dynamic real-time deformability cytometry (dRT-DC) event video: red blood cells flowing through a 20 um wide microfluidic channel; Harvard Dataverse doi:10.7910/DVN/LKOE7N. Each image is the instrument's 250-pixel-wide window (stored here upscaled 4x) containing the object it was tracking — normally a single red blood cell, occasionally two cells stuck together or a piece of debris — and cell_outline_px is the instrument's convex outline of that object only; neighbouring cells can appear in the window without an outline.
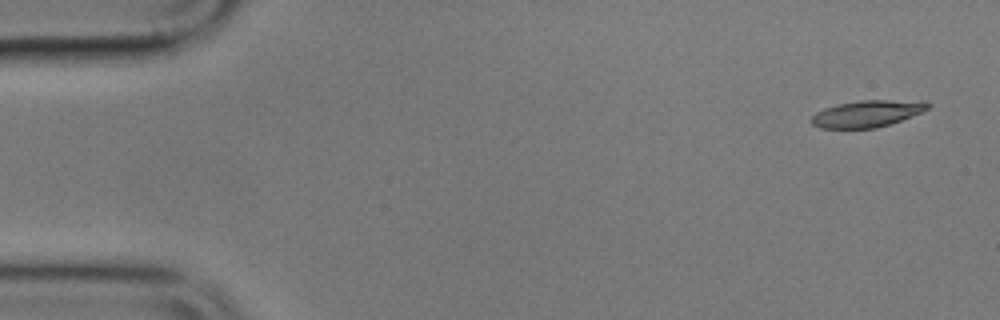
{"species": "common noctule bat (a hibernating species)", "species_latin": "Nyctalus noctula", "temperature_condition": "cold", "stored_images_in_passage": 5, "camera_frame_rate_fps": 3000, "um_per_image_px": 0.085, "animal": {"sex": "male", "body_mass_g": 17.9}, "frame": {"image": 1, "passage_image": 1, "time_ms": 0.0, "image_size_px": [1000, 320], "cell_outline_px": [[932, 104], [928, 108], [920, 112], [900, 120], [876, 128], [820, 128], [812, 124], [812, 116], [816, 112], [824, 108], [840, 104], [860, 100], [928, 100]], "centroid_in_image_um": [73.74, 9.64], "position_along_channel_um": 11.3, "area_um2": 18.03}}
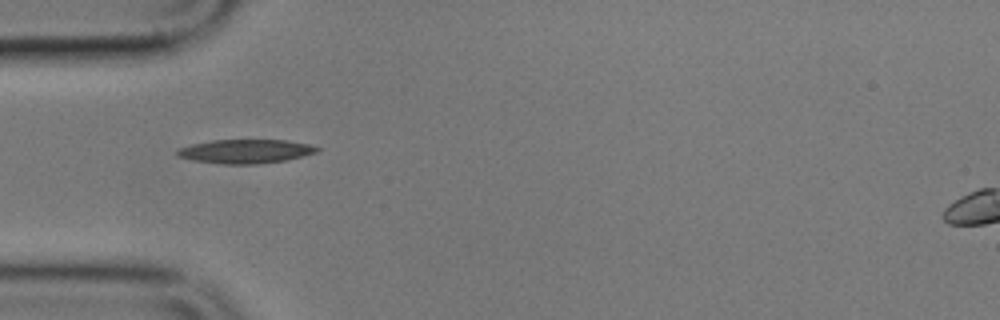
{"frame": {"image": 2, "passage_image": 4, "time_ms": 5.0, "image_size_px": [1000, 320], "cell_outline_px": [[320, 148], [316, 152], [284, 160], [256, 164], [224, 164], [192, 160], [176, 156], [176, 152], [180, 148], [192, 144], [212, 140], [288, 140], [308, 144]], "centroid_in_image_um": [20.83, 12.86], "position_along_channel_um": 64.2, "area_um2": 19.25}}
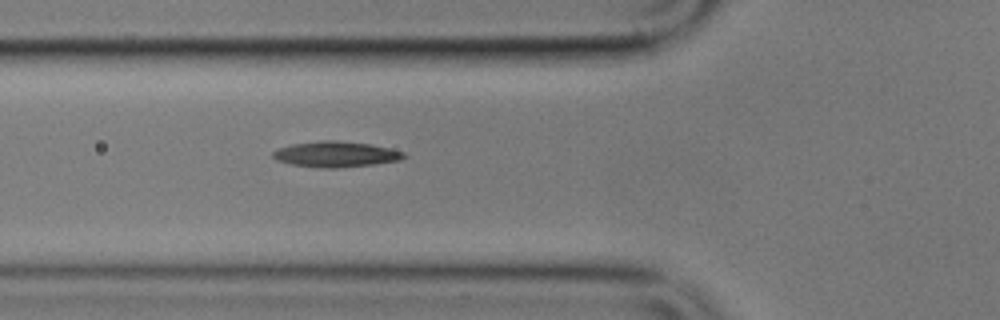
{"frame": {"image": 3, "passage_image": 5, "time_ms": 6.0, "image_size_px": [1000, 320], "cell_outline_px": [[408, 156], [400, 160], [372, 164], [336, 168], [324, 168], [292, 164], [276, 160], [272, 156], [272, 152], [280, 148], [292, 144], [324, 140], [336, 140], [372, 144], [404, 152]], "centroid_in_image_um": [28.56, 13.1], "position_along_channel_um": 97.2, "area_um2": 19.42}}